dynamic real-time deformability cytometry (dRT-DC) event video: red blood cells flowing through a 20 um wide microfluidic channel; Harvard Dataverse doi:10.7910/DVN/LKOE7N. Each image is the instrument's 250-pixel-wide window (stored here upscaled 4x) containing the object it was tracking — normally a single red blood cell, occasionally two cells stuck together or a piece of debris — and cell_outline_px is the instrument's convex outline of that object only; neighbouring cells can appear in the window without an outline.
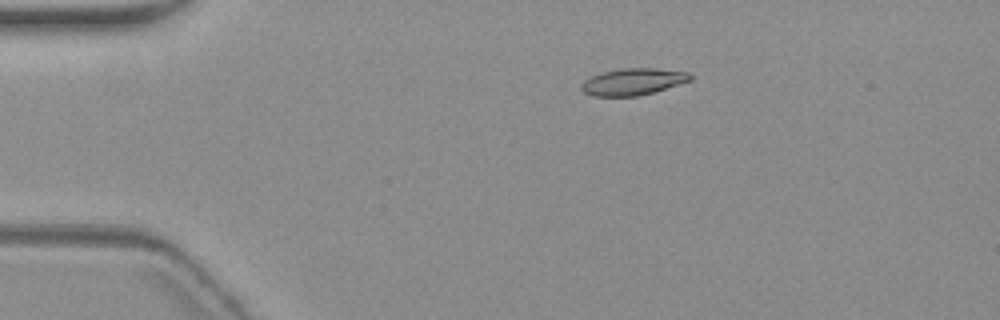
{"species": "common noctule bat (a hibernating species)", "species_latin": "Nyctalus noctula", "temperature_condition": "warm", "stored_images_in_passage": 8, "camera_frame_rate_fps": 3000, "um_per_image_px": 0.085, "animal": {"sex": "female", "body_mass_g": 19.3, "forearm_length_mm": 54.1}, "frame": {"image": 1, "passage_image": 4, "time_ms": 3.667, "image_size_px": [1000, 320], "cell_outline_px": [[692, 80], [652, 92], [636, 96], [592, 96], [584, 92], [580, 88], [580, 84], [584, 80], [600, 72], [620, 68], [656, 68], [688, 72], [692, 76]], "centroid_in_image_um": [53.76, 6.93], "position_along_channel_um": 31.2, "area_um2": 16.99}}
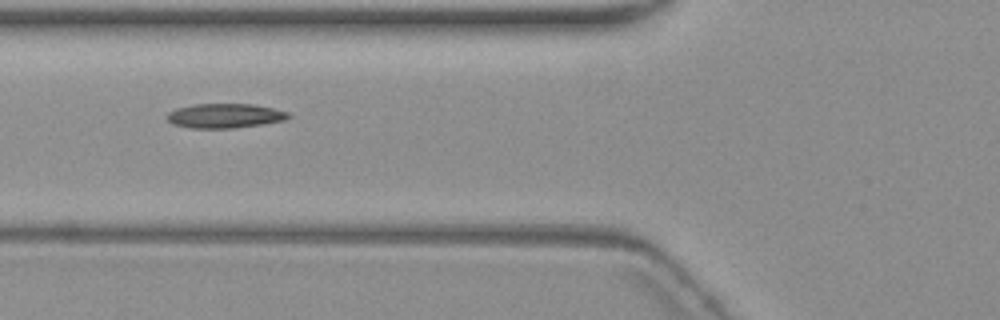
{"frame": {"image": 2, "passage_image": 7, "time_ms": 7.333, "image_size_px": [1000, 320], "cell_outline_px": [[292, 116], [284, 120], [260, 124], [232, 128], [192, 128], [172, 124], [164, 116], [168, 112], [176, 108], [192, 104], [252, 104], [272, 108], [288, 112]], "centroid_in_image_um": [19.06, 9.83], "position_along_channel_um": 106.7, "area_um2": 17.28}}
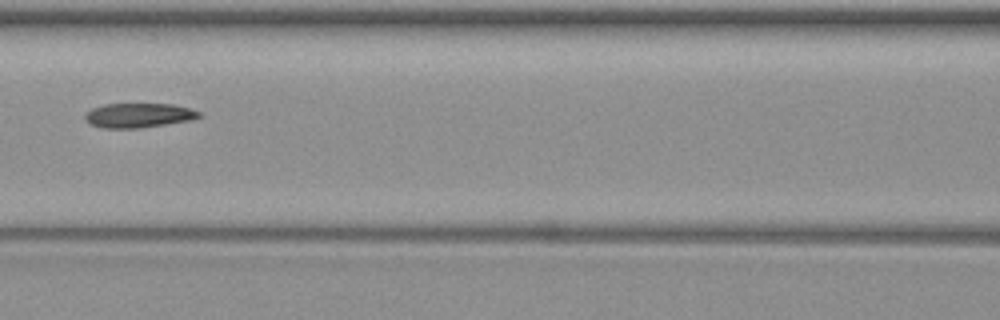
{"frame": {"image": 3, "passage_image": 8, "time_ms": 8.667, "image_size_px": [1000, 320], "cell_outline_px": [[200, 116], [192, 120], [140, 128], [104, 128], [92, 124], [84, 116], [92, 108], [104, 104], [172, 104], [192, 108], [200, 112]], "centroid_in_image_um": [11.83, 9.8], "position_along_channel_um": 154.8, "area_um2": 16.13}}